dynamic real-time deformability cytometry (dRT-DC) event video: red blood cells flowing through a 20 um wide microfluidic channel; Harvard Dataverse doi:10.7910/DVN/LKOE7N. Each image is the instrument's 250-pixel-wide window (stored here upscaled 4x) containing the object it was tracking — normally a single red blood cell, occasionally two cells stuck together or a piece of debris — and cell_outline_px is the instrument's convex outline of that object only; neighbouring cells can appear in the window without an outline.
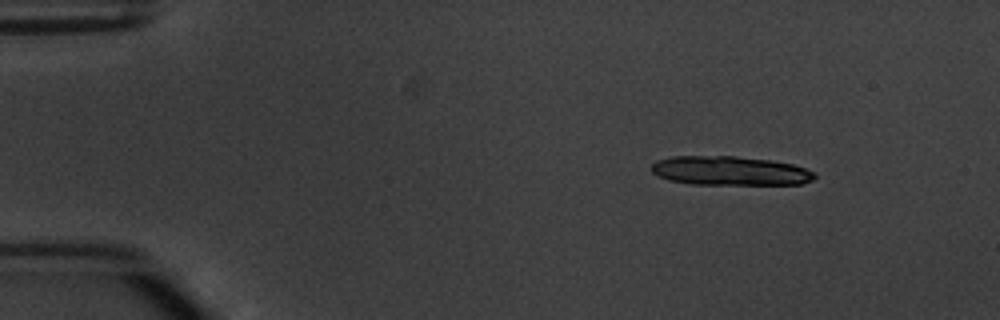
{"species": "common noctule bat (a hibernating species)", "species_latin": "Nyctalus noctula", "temperature_condition": "warm", "stored_images_in_passage": 3, "camera_frame_rate_fps": 3000, "um_per_image_px": 0.085, "animal": {"sex": "male", "body_mass_g": 20.1, "forearm_length_mm": 53.5}, "frame": {"image": 1, "passage_image": 1, "time_ms": 0.0, "image_size_px": [1000, 320], "cell_outline_px": [[816, 176], [812, 180], [804, 184], [692, 184], [668, 180], [652, 172], [652, 164], [656, 160], [672, 156], [736, 156], [772, 160], [792, 164], [816, 172]], "centroid_in_image_um": [62.06, 14.51], "position_along_channel_um": 22.9, "area_um2": 27.74}}